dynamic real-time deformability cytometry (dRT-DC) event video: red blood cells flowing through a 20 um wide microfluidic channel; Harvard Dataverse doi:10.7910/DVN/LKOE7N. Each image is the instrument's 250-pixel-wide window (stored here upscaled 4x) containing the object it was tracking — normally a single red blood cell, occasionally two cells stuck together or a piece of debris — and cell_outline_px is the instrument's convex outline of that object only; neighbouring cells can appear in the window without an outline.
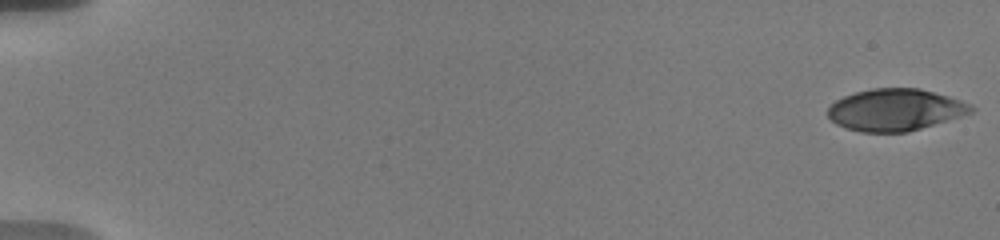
{"species": "human", "species_latin": "Homo sapiens", "temperature_condition": "warm", "stored_images_in_passage": 10, "camera_frame_rate_fps": 3000, "um_per_image_px": 0.085, "donor": {"sex": "male"}, "frame": {"image": 1, "passage_image": 1, "time_ms": 0.0, "image_size_px": [1000, 240], "cell_outline_px": [[976, 108], [972, 112], [960, 116], [908, 132], [860, 132], [836, 124], [828, 116], [828, 108], [836, 100], [844, 96], [856, 92], [872, 88], [920, 88], [948, 96], [972, 104]], "centroid_in_image_um": [76.1, 9.33], "position_along_channel_um": 8.9, "area_um2": 34.8}}
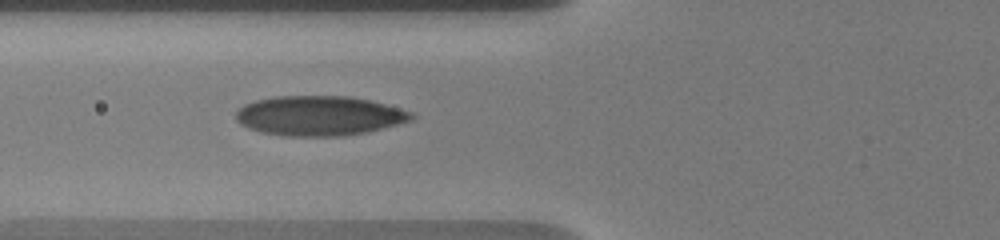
{"frame": {"image": 2, "passage_image": 9, "time_ms": 7.333, "image_size_px": [1000, 240], "cell_outline_px": [[416, 116], [412, 120], [364, 132], [344, 136], [284, 136], [260, 132], [248, 128], [240, 124], [236, 120], [236, 112], [244, 104], [256, 100], [276, 96], [348, 96], [368, 100], [384, 104], [412, 112]], "centroid_in_image_um": [27.09, 9.84], "position_along_channel_um": 98.7, "area_um2": 40.46}}
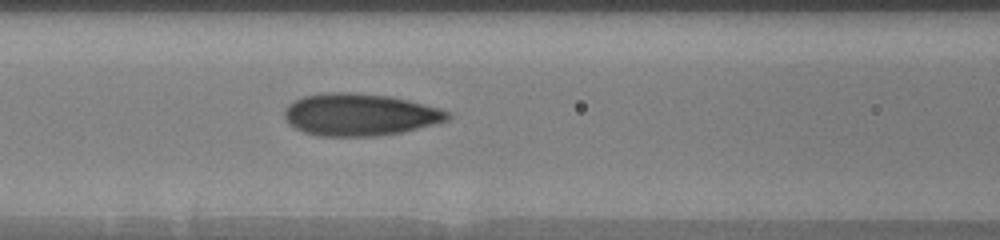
{"frame": {"image": 3, "passage_image": 10, "time_ms": 8.333, "image_size_px": [1000, 240], "cell_outline_px": [[452, 116], [448, 120], [400, 132], [376, 136], [320, 136], [304, 132], [288, 124], [284, 116], [284, 108], [288, 104], [304, 96], [324, 92], [352, 92], [392, 96], [440, 108], [452, 112]], "centroid_in_image_um": [30.57, 9.73], "position_along_channel_um": 136.0, "area_um2": 40.23}}